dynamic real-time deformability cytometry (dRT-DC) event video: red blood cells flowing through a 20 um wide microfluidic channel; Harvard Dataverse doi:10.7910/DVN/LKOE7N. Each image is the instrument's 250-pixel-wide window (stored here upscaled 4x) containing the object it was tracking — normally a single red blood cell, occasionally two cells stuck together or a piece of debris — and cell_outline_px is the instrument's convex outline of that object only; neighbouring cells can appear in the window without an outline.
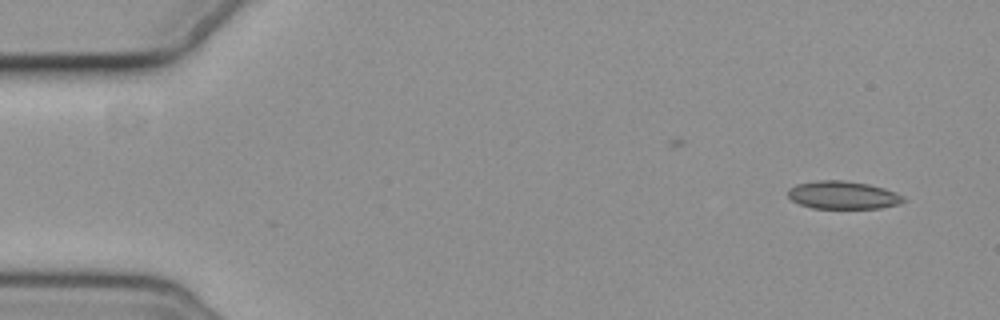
{"species": "common noctule bat (a hibernating species)", "species_latin": "Nyctalus noctula", "temperature_condition": "cold", "stored_images_in_passage": 10, "camera_frame_rate_fps": 3000, "um_per_image_px": 0.085, "animal": {"sex": "female", "body_mass_g": 19.3, "forearm_length_mm": 54.1}, "frame": {"image": 1, "passage_image": 1, "time_ms": 0.0, "image_size_px": [1000, 320], "cell_outline_px": [[908, 200], [900, 204], [880, 208], [812, 208], [800, 204], [792, 200], [788, 196], [788, 188], [796, 184], [816, 180], [844, 180], [868, 184], [884, 188], [896, 192], [904, 196]], "centroid_in_image_um": [71.67, 16.58], "position_along_channel_um": 13.3, "area_um2": 18.96}}
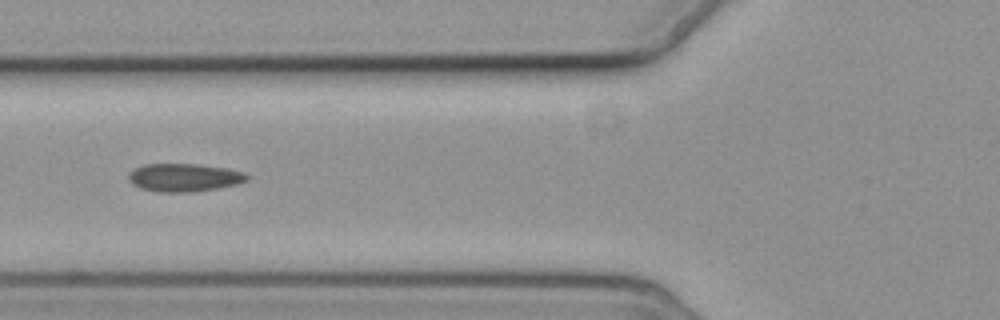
{"frame": {"image": 2, "passage_image": 6, "time_ms": 6.0, "image_size_px": [1000, 320], "cell_outline_px": [[252, 176], [248, 180], [236, 184], [216, 188], [192, 192], [160, 192], [140, 188], [132, 184], [128, 180], [128, 172], [144, 164], [200, 164], [228, 168], [244, 172]], "centroid_in_image_um": [15.67, 15.08], "position_along_channel_um": 110.1, "area_um2": 19.54}}
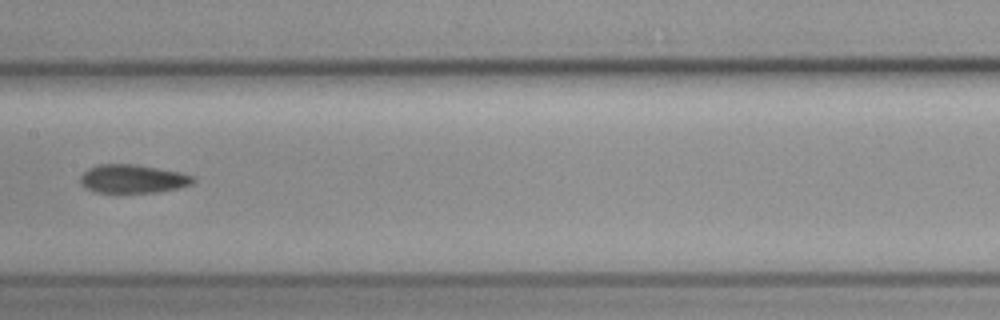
{"frame": {"image": 3, "passage_image": 8, "time_ms": 8.333, "image_size_px": [1000, 320], "cell_outline_px": [[196, 180], [192, 184], [180, 188], [156, 192], [96, 192], [80, 184], [80, 176], [88, 168], [96, 164], [136, 164], [180, 172], [196, 176]], "centroid_in_image_um": [11.32, 15.19], "position_along_channel_um": 196.1, "area_um2": 18.84}}